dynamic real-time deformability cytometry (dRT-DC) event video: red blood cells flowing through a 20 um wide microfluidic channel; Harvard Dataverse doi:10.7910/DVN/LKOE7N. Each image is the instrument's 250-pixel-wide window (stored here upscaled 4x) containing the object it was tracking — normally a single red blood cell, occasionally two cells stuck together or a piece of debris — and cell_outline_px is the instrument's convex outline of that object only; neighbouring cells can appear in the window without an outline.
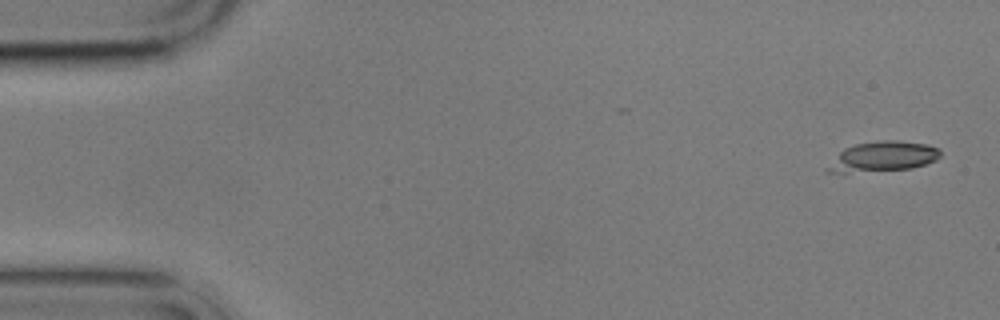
{"species": "common noctule bat (a hibernating species)", "species_latin": "Nyctalus noctula", "temperature_condition": "cold", "stored_images_in_passage": 6, "camera_frame_rate_fps": 3000, "um_per_image_px": 0.085, "animal": {"sex": "male", "body_mass_g": 17.9}, "frame": {"image": 1, "passage_image": 1, "time_ms": 0.0, "image_size_px": [1000, 320], "cell_outline_px": [[940, 156], [936, 160], [912, 168], [844, 176], [824, 172], [840, 152], [844, 148], [856, 144], [880, 140], [896, 140], [928, 144], [940, 148]], "centroid_in_image_um": [74.98, 13.37], "position_along_channel_um": 10.0, "area_um2": 20.63}}